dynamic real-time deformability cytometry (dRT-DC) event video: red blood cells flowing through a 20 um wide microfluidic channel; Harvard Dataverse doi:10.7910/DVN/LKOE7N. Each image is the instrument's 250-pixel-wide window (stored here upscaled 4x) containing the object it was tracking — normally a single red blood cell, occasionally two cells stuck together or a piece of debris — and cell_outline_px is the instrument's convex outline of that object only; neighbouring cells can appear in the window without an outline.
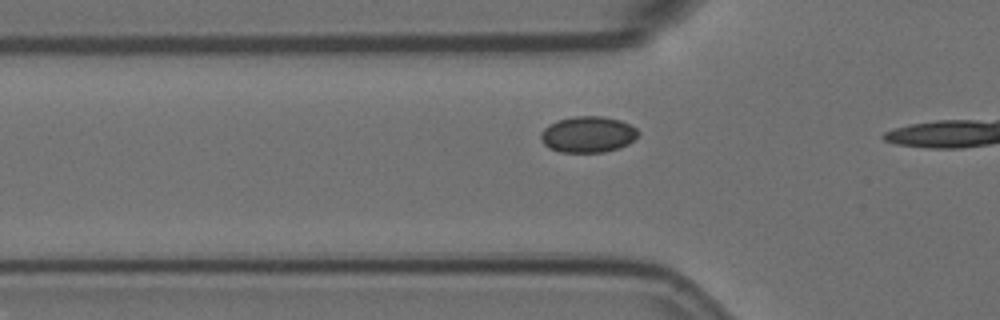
{"species": "Egyptian fruit bat (a non-hibernating species)", "species_latin": "Rousettus aegyptiacus", "temperature_condition": "room temperature", "stored_images_in_passage": 15, "camera_frame_rate_fps": 3000, "um_per_image_px": 0.085, "animal": {"sex": "female"}, "frame": {"image": 1, "passage_image": 9, "time_ms": 2.667, "image_size_px": [1000, 320], "cell_outline_px": [[640, 132], [628, 144], [620, 148], [604, 152], [560, 152], [548, 148], [544, 144], [540, 136], [540, 132], [548, 124], [556, 120], [572, 116], [604, 116], [620, 120], [636, 128]], "centroid_in_image_um": [49.94, 11.42], "position_along_channel_um": 75.9, "area_um2": 20.69}}
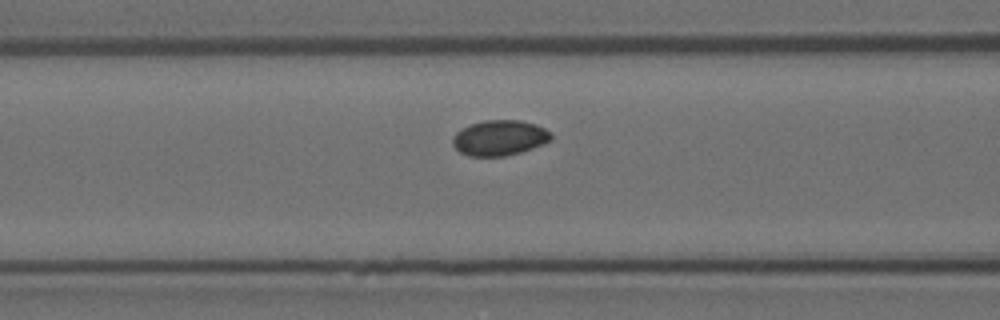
{"frame": {"image": 2, "passage_image": 13, "time_ms": 4.0, "image_size_px": [1000, 320], "cell_outline_px": [[552, 140], [544, 144], [520, 152], [504, 156], [468, 156], [460, 152], [452, 144], [452, 136], [460, 128], [484, 120], [520, 120], [536, 124], [552, 132]], "centroid_in_image_um": [42.46, 11.71], "position_along_channel_um": 124.1, "area_um2": 20.46}}